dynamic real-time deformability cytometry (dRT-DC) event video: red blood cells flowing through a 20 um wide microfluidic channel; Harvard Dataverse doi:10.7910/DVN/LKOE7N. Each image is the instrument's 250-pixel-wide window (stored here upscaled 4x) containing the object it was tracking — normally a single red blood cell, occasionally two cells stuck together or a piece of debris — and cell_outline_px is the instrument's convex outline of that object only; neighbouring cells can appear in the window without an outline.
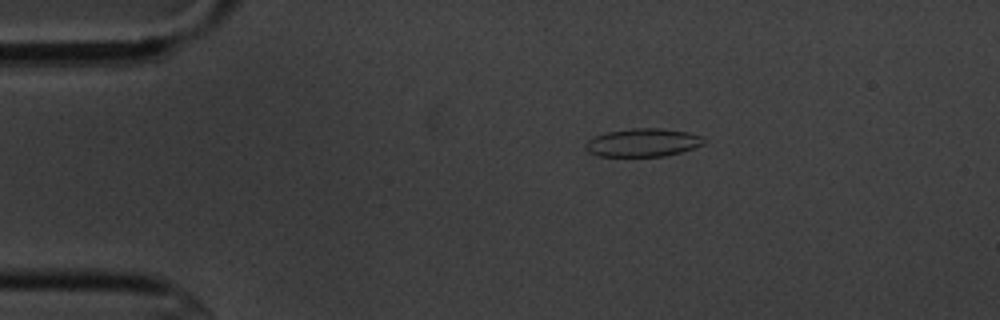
{"species": "common noctule bat (a hibernating species)", "species_latin": "Nyctalus noctula", "temperature_condition": "cold", "stored_images_in_passage": 14, "camera_frame_rate_fps": 3000, "um_per_image_px": 0.085, "animal": {"sex": "male", "body_mass_g": 20.1, "forearm_length_mm": 53.5}, "frame": {"image": 1, "passage_image": 7, "time_ms": 2.0, "image_size_px": [1000, 320], "cell_outline_px": [[704, 144], [680, 152], [664, 156], [600, 156], [588, 152], [584, 148], [584, 144], [588, 140], [596, 136], [608, 132], [632, 128], [660, 128], [688, 132], [704, 136]], "centroid_in_image_um": [54.64, 12.12], "position_along_channel_um": 30.4, "area_um2": 19.36}}